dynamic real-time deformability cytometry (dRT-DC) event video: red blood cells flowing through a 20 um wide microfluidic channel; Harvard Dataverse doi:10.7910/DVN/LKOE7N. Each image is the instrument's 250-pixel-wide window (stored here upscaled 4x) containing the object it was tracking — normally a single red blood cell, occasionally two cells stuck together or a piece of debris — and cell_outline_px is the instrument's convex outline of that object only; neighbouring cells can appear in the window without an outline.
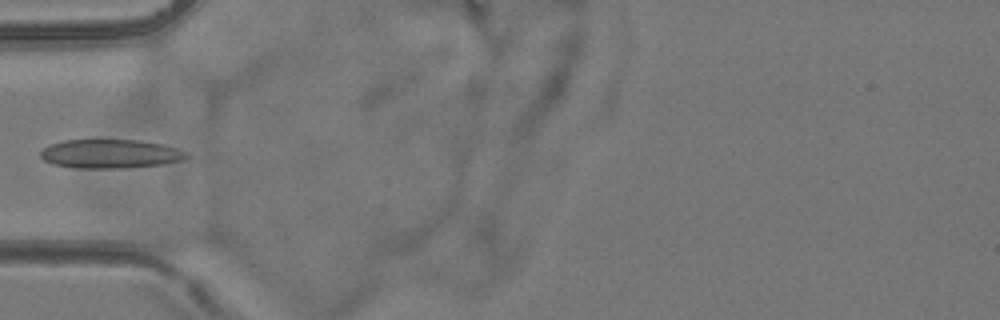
{"species": "common noctule bat (a hibernating species)", "species_latin": "Nyctalus noctula", "temperature_condition": "room temperature", "stored_images_in_passage": 4, "camera_frame_rate_fps": 3000, "um_per_image_px": 0.085, "animal": {"sex": "female", "body_mass_g": 24.6, "forearm_length_mm": 56.2}, "frame": {"image": 1, "passage_image": 3, "time_ms": 2.333, "image_size_px": [1000, 320], "cell_outline_px": [[192, 156], [184, 160], [164, 164], [124, 168], [76, 168], [52, 164], [44, 160], [40, 156], [40, 152], [48, 144], [64, 140], [96, 136], [140, 140], [164, 144], [176, 148]], "centroid_in_image_um": [9.35, 13.02], "position_along_channel_um": 75.7, "area_um2": 25.89}}